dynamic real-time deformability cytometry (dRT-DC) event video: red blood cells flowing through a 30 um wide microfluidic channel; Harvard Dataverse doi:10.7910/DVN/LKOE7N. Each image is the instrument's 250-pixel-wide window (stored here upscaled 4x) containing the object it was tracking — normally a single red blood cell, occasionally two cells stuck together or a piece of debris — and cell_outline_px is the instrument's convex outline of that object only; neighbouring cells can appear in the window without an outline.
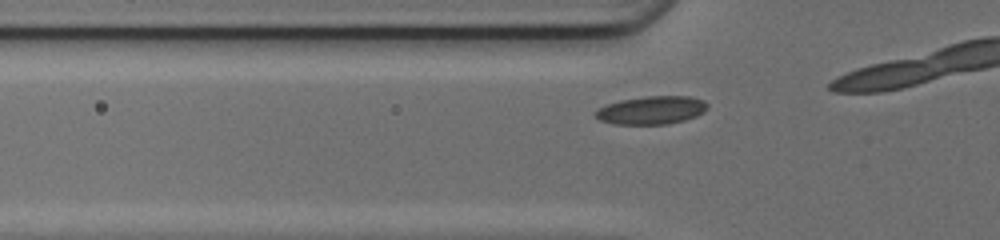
{"species": "common noctule bat (a hibernating species)", "species_latin": "Nyctalus noctula", "temperature_condition": "cold", "stored_images_in_passage": 6, "camera_frame_rate_fps": 3000, "um_per_image_px": 0.085, "animal": {"sex": "female", "body_mass_g": 17.0, "forearm_length_mm": 48.0}, "frame": {"image": 1, "passage_image": 3, "time_ms": 0.667, "image_size_px": [1000, 240], "cell_outline_px": [[708, 108], [704, 112], [696, 116], [684, 120], [668, 124], [616, 124], [600, 120], [596, 116], [596, 112], [600, 108], [608, 104], [620, 100], [648, 96], [688, 96], [704, 100], [708, 104]], "centroid_in_image_um": [55.43, 9.36], "position_along_channel_um": 70.4, "area_um2": 18.21}}